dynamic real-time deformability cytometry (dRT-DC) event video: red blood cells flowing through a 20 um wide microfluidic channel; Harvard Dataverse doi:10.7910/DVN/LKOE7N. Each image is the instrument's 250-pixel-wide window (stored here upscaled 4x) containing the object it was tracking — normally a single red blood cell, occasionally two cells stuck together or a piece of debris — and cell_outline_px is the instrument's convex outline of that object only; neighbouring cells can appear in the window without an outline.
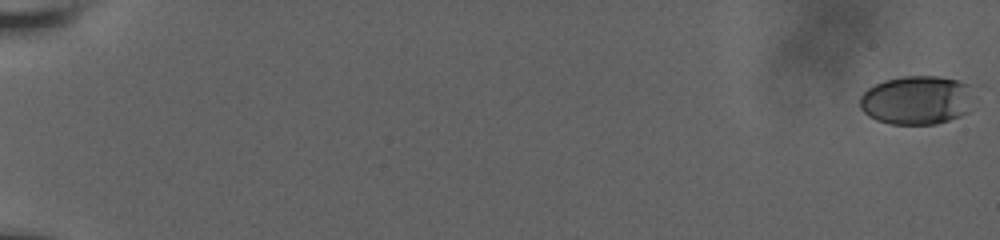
{"species": "human", "species_latin": "Homo sapiens", "temperature_condition": "room temperature", "stored_images_in_passage": 59, "camera_frame_rate_fps": 3000, "um_per_image_px": 0.085, "donor": {"sex": "male"}, "frame": {"image": 1, "passage_image": 1, "time_ms": 0.0, "image_size_px": [1000, 240], "cell_outline_px": [[968, 112], [960, 116], [936, 124], [888, 124], [876, 120], [868, 116], [860, 108], [860, 96], [868, 88], [884, 80], [904, 76], [936, 76], [960, 80], [968, 84]], "centroid_in_image_um": [77.85, 8.51], "position_along_channel_um": 7.2, "area_um2": 32.14}}
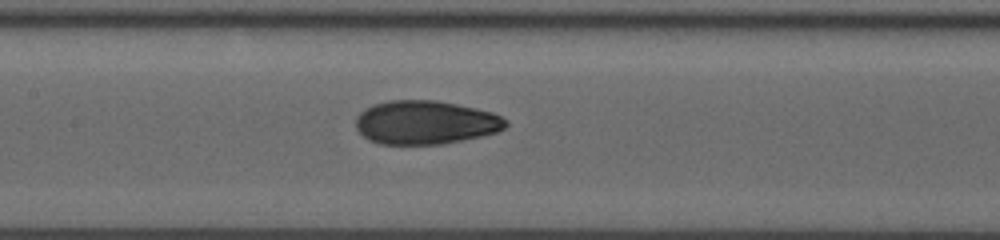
{"frame": {"image": 2, "passage_image": 32, "time_ms": 10.333, "image_size_px": [1000, 240], "cell_outline_px": [[508, 124], [504, 128], [496, 132], [480, 136], [444, 144], [380, 144], [368, 140], [356, 128], [356, 116], [360, 112], [372, 104], [388, 100], [436, 100], [456, 104], [492, 112], [508, 120]], "centroid_in_image_um": [36.14, 10.4], "position_along_channel_um": 171.3, "area_um2": 38.21}}
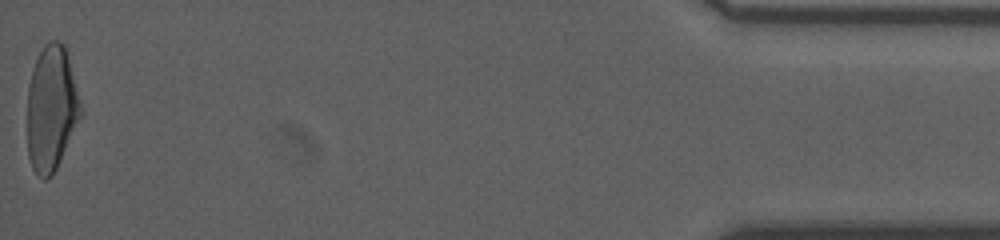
{"frame": {"image": 3, "passage_image": 59, "time_ms": 19.333, "image_size_px": [1000, 240], "cell_outline_px": [[80, 116], [60, 160], [52, 176], [44, 180], [32, 168], [28, 156], [28, 84], [32, 68], [44, 44], [48, 40], [56, 40], [64, 44], [68, 52], [80, 100]], "centroid_in_image_um": [4.35, 9.16], "position_along_channel_um": 430.8, "area_um2": 38.73}, "authors_computed_cell_mechanics": {"area_um2": 37.3966, "velocity_mm_per_s": 3.8305, "shape_relaxation_time_tau1_ms": 10.2384, "shape_relaxation_time_tau2_ms": 1.3426, "deformation_change_tau1": 0.2731, "deformation_change_tau2": 0.0641}}